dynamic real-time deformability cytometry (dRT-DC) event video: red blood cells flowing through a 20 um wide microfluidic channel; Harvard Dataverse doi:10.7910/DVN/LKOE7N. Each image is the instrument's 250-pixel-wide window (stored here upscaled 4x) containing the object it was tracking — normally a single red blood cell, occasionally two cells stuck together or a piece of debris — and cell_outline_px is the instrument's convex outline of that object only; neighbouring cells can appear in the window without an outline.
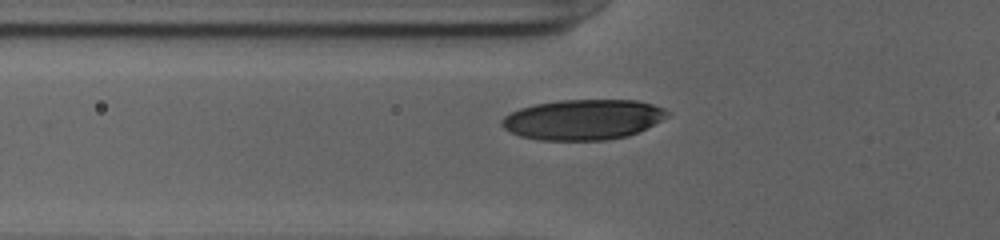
{"species": "human", "species_latin": "Homo sapiens", "temperature_condition": "cold", "stored_images_in_passage": 37, "camera_frame_rate_fps": 3000, "um_per_image_px": 0.085, "donor": {"sex": "female"}, "frame": {"image": 1, "passage_image": 7, "time_ms": 2.0, "image_size_px": [1000, 240], "cell_outline_px": [[672, 112], [668, 116], [628, 136], [608, 140], [536, 140], [520, 136], [504, 128], [500, 124], [500, 120], [504, 116], [520, 108], [536, 104], [560, 100], [636, 100], [652, 104], [664, 108]], "centroid_in_image_um": [49.54, 10.16], "position_along_channel_um": 76.3, "area_um2": 38.78}}
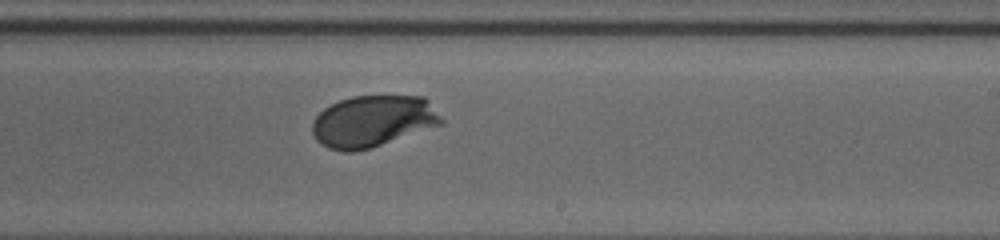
{"frame": {"image": 2, "passage_image": 21, "time_ms": 6.667, "image_size_px": [1000, 240], "cell_outline_px": [[444, 124], [368, 148], [352, 152], [344, 152], [328, 148], [320, 144], [316, 140], [312, 132], [312, 120], [324, 108], [340, 100], [352, 96], [424, 96], [428, 100], [444, 120]], "centroid_in_image_um": [31.68, 10.3], "position_along_channel_um": 257.3, "area_um2": 38.73}}
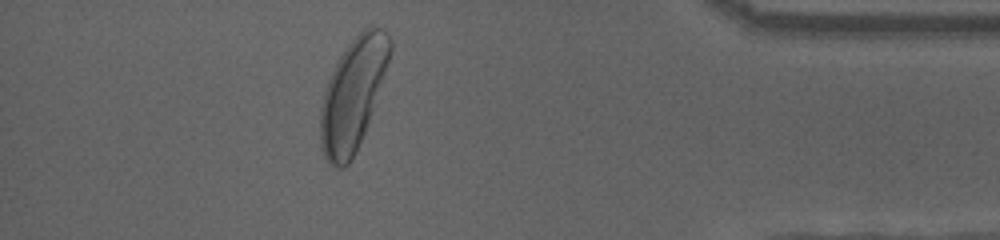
{"frame": {"image": 3, "passage_image": 35, "time_ms": 11.333, "image_size_px": [1000, 240], "cell_outline_px": [[392, 48], [364, 132], [356, 152], [348, 164], [344, 168], [336, 168], [328, 164], [324, 156], [320, 144], [320, 108], [324, 92], [328, 80], [336, 60], [348, 44], [364, 28], [372, 24], [384, 28], [392, 40]], "centroid_in_image_um": [29.96, 8.0], "position_along_channel_um": 405.2, "area_um2": 44.8}}